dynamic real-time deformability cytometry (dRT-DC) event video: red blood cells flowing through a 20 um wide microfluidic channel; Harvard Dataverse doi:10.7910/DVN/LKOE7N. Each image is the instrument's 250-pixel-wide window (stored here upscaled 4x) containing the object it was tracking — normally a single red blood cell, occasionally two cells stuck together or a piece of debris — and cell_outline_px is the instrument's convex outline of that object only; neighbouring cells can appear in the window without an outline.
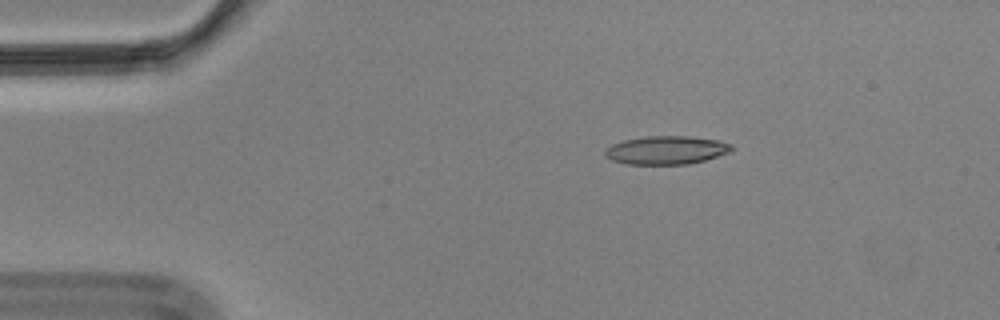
{"species": "Egyptian fruit bat (a non-hibernating species)", "species_latin": "Rousettus aegyptiacus", "temperature_condition": "cold", "stored_images_in_passage": 48, "camera_frame_rate_fps": 3000, "um_per_image_px": 0.085, "animal": {"sex": "male"}, "frame": {"image": 1, "passage_image": 1, "time_ms": 0.0, "image_size_px": [1000, 320], "cell_outline_px": [[736, 148], [732, 152], [704, 160], [688, 164], [624, 164], [612, 160], [604, 156], [604, 148], [612, 144], [624, 140], [648, 136], [688, 136], [720, 140], [732, 144]], "centroid_in_image_um": [56.66, 12.76], "position_along_channel_um": 28.3, "area_um2": 21.21}}
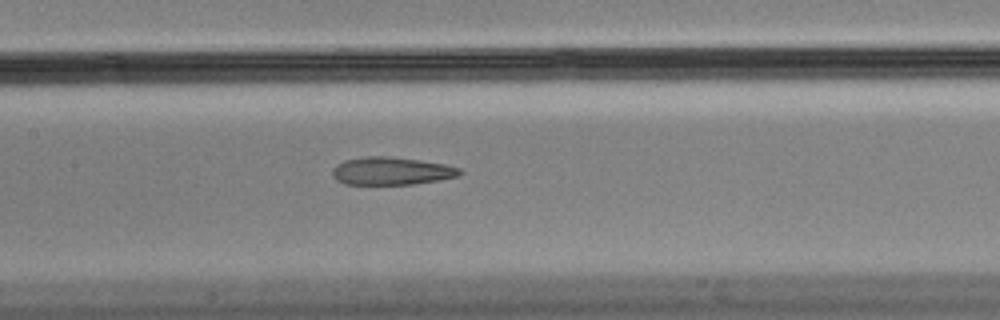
{"frame": {"image": 2, "passage_image": 18, "time_ms": 5.667, "image_size_px": [1000, 320], "cell_outline_px": [[464, 172], [460, 176], [440, 180], [412, 184], [344, 184], [336, 180], [332, 176], [332, 168], [336, 164], [344, 160], [368, 156], [384, 156], [420, 160], [444, 164], [460, 168]], "centroid_in_image_um": [33.27, 14.54], "position_along_channel_um": 174.1, "area_um2": 20.75}}
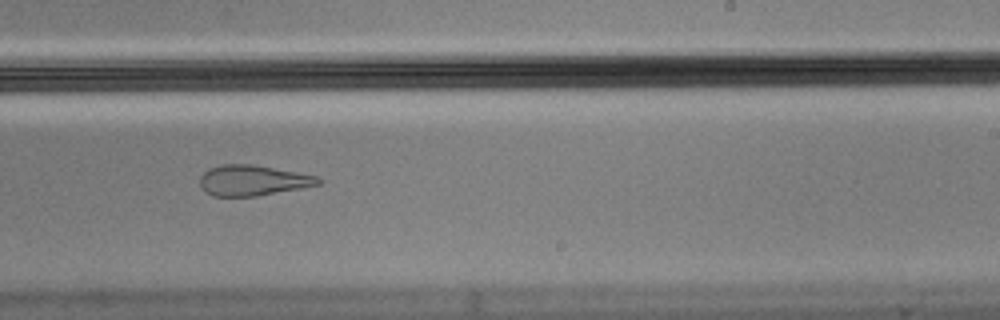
{"frame": {"image": 3, "passage_image": 26, "time_ms": 8.333, "image_size_px": [1000, 320], "cell_outline_px": [[324, 180], [320, 184], [300, 188], [256, 196], [212, 196], [204, 192], [200, 188], [200, 176], [208, 168], [220, 164], [252, 164], [296, 172], [316, 176]], "centroid_in_image_um": [21.43, 15.33], "position_along_channel_um": 267.6, "area_um2": 21.1}, "authors_computed_cell_mechanics": {"area_um2": 21.9351, "velocity_mm_per_s": 3.5223, "shape_relaxation_time_tau1_ms": null, "shape_relaxation_time_tau2_ms": 2.5085, "deformation_change_tau1": null, "deformation_change_tau2": 0.1068}}